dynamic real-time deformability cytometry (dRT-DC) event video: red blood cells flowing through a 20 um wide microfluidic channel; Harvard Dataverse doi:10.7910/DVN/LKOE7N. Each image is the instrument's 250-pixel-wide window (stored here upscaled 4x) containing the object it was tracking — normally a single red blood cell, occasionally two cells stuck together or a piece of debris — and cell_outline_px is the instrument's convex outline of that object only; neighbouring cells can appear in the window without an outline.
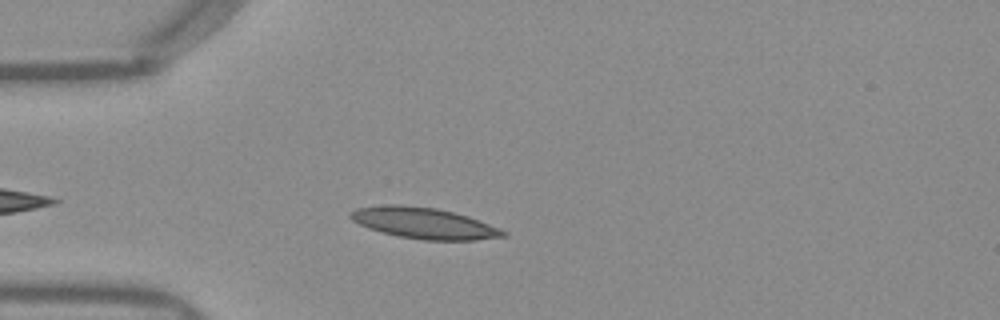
{"species": "Egyptian fruit bat (a non-hibernating species)", "species_latin": "Rousettus aegyptiacus", "temperature_condition": "warm", "stored_images_in_passage": 39, "camera_frame_rate_fps": 3000, "um_per_image_px": 0.085, "frame": {"image": 1, "passage_image": 5, "time_ms": 1.333, "image_size_px": [1000, 320], "cell_outline_px": [[508, 236], [476, 240], [424, 240], [396, 236], [380, 232], [368, 228], [352, 220], [348, 216], [348, 212], [356, 208], [384, 204], [400, 204], [436, 208], [468, 216], [500, 228], [508, 232]], "centroid_in_image_um": [36.01, 18.96], "position_along_channel_um": 49.0, "area_um2": 27.92}}
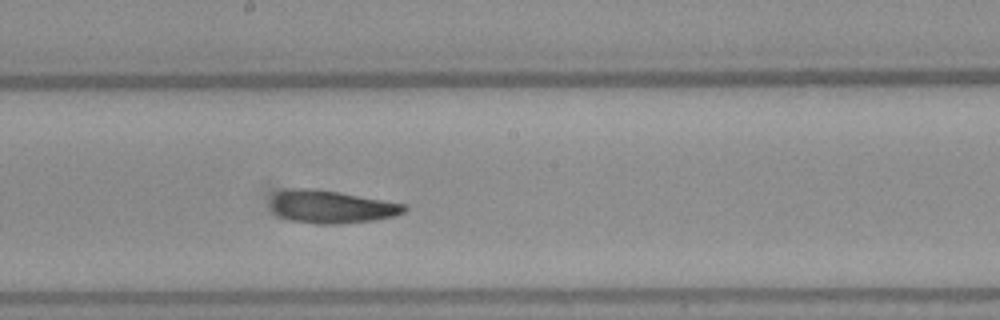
{"frame": {"image": 2, "passage_image": 19, "time_ms": 6.0, "image_size_px": [1000, 320], "cell_outline_px": [[408, 208], [404, 212], [392, 216], [372, 220], [340, 224], [316, 224], [288, 220], [272, 212], [272, 200], [280, 192], [292, 188], [312, 188], [340, 192], [408, 204]], "centroid_in_image_um": [28.21, 17.58], "position_along_channel_um": 220.0, "area_um2": 25.49}}
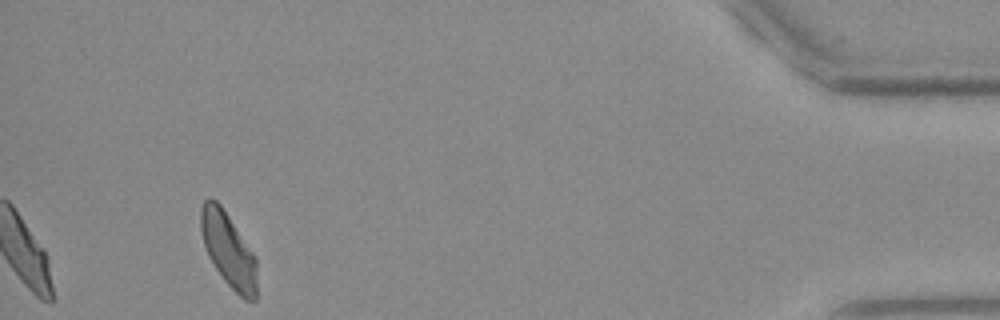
{"frame": {"image": 3, "passage_image": 39, "time_ms": 12.667, "image_size_px": [1000, 320], "cell_outline_px": [[256, 300], [244, 300], [224, 280], [208, 256], [204, 244], [200, 228], [200, 208], [204, 200], [216, 200], [220, 204], [256, 256]], "centroid_in_image_um": [19.41, 21.24], "position_along_channel_um": 415.8, "area_um2": 24.04}, "authors_computed_cell_mechanics": {"area_um2": 25.143, "velocity_mm_per_s": 3.9502, "shape_relaxation_time_tau1_ms": 10.0893, "shape_relaxation_time_tau2_ms": 2.3403, "deformation_change_tau1": 0.2325, "deformation_change_tau2": 0.0982}}